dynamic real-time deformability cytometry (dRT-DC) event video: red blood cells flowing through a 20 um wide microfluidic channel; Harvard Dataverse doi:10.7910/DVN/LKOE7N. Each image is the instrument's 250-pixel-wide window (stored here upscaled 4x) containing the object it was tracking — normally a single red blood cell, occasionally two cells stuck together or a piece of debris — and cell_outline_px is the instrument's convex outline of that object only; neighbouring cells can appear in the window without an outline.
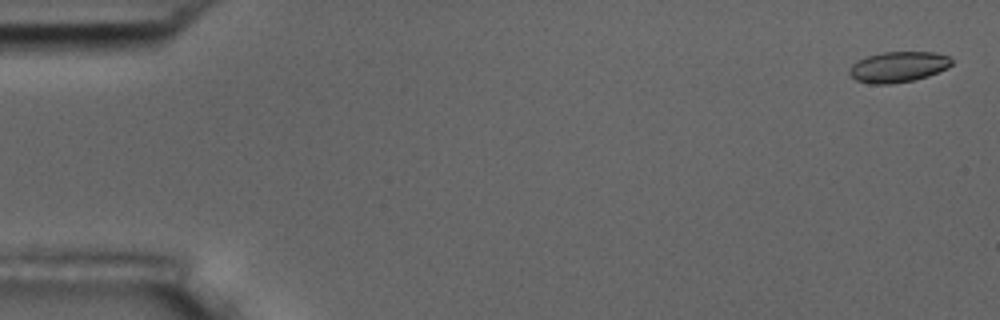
{"species": "common noctule bat (a hibernating species)", "species_latin": "Nyctalus noctula", "temperature_condition": "room temperature", "stored_images_in_passage": 55, "camera_frame_rate_fps": 3000, "um_per_image_px": 0.085, "animal": {"sex": "male", "body_mass_g": 17.5, "forearm_length_mm": 52.3}, "frame": {"image": 1, "passage_image": 2, "time_ms": 0.333, "image_size_px": [1000, 320], "cell_outline_px": [[952, 64], [948, 68], [928, 76], [912, 80], [892, 84], [868, 84], [856, 80], [848, 72], [848, 68], [852, 64], [868, 56], [884, 52], [932, 52], [948, 56], [952, 60]], "centroid_in_image_um": [76.34, 5.69], "position_along_channel_um": 8.7, "area_um2": 18.21}}
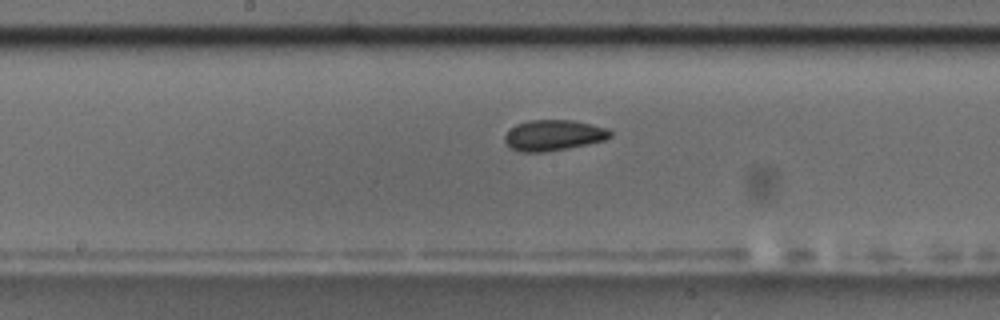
{"frame": {"image": 2, "passage_image": 29, "time_ms": 9.333, "image_size_px": [1000, 320], "cell_outline_px": [[612, 136], [604, 140], [568, 148], [544, 152], [520, 152], [512, 148], [504, 140], [504, 136], [516, 124], [528, 120], [572, 120], [592, 124], [608, 128], [612, 132]], "centroid_in_image_um": [47.07, 11.49], "position_along_channel_um": 201.1, "area_um2": 18.84}}
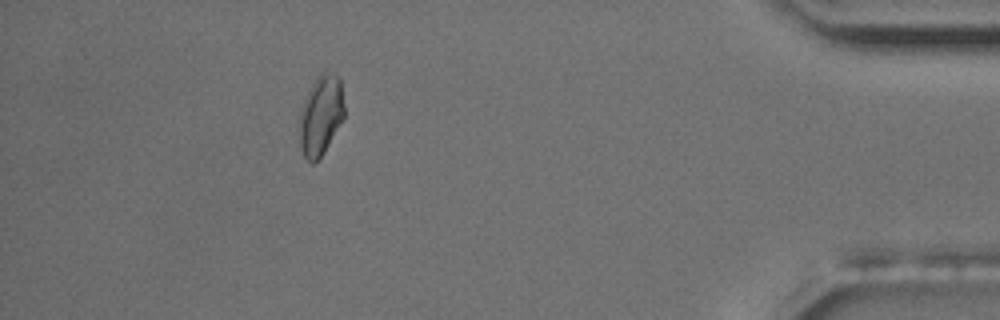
{"frame": {"image": 3, "passage_image": 50, "time_ms": 16.333, "image_size_px": [1000, 320], "cell_outline_px": [[344, 116], [324, 152], [312, 164], [304, 156], [300, 148], [300, 108], [304, 96], [308, 88], [316, 76], [324, 68], [340, 76], [344, 104]], "centroid_in_image_um": [27.26, 9.7], "position_along_channel_um": 407.9, "area_um2": 21.27}, "authors_computed_cell_mechanics": {"area_um2": 18.8428, "velocity_mm_per_s": 3.6935, "shape_relaxation_time_tau1_ms": null, "shape_relaxation_time_tau2_ms": 2.037, "deformation_change_tau1": null, "deformation_change_tau2": 0.0581}}